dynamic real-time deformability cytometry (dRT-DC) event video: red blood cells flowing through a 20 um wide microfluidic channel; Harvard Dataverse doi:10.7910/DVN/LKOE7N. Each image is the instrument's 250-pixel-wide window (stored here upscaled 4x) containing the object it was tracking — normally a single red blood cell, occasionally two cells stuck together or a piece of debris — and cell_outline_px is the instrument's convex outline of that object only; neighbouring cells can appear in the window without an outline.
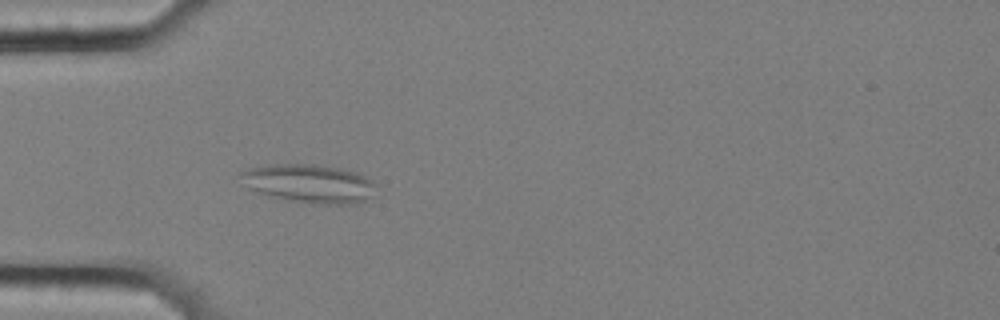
{"species": "common noctule bat (a hibernating species)", "species_latin": "Nyctalus noctula", "temperature_condition": "cold", "stored_images_in_passage": 14, "camera_frame_rate_fps": 3000, "um_per_image_px": 0.085, "animal": {"sex": "female", "body_mass_g": 25.1}, "frame": {"image": 1, "passage_image": 7, "time_ms": 2.0, "image_size_px": [1000, 320], "cell_outline_px": [[376, 184], [372, 196], [356, 204], [312, 204], [288, 200], [256, 192], [248, 188], [240, 176], [240, 172], [248, 168], [276, 164], [312, 164], [340, 168], [356, 172], [364, 176]], "centroid_in_image_um": [26.28, 15.61], "position_along_channel_um": 58.7, "area_um2": 30.35}}